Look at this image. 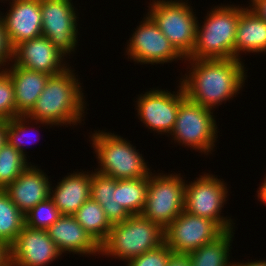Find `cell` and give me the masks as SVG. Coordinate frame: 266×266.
<instances>
[{
  "mask_svg": "<svg viewBox=\"0 0 266 266\" xmlns=\"http://www.w3.org/2000/svg\"><path fill=\"white\" fill-rule=\"evenodd\" d=\"M256 260V261H255ZM233 266H266V260H262V259H254V261H249V259L247 260V262L244 260L243 261H239V262H234Z\"/></svg>",
  "mask_w": 266,
  "mask_h": 266,
  "instance_id": "8d00e7d4",
  "label": "cell"
},
{
  "mask_svg": "<svg viewBox=\"0 0 266 266\" xmlns=\"http://www.w3.org/2000/svg\"><path fill=\"white\" fill-rule=\"evenodd\" d=\"M62 256L46 230L26 225L10 246L11 266H48Z\"/></svg>",
  "mask_w": 266,
  "mask_h": 266,
  "instance_id": "5bb4252c",
  "label": "cell"
},
{
  "mask_svg": "<svg viewBox=\"0 0 266 266\" xmlns=\"http://www.w3.org/2000/svg\"><path fill=\"white\" fill-rule=\"evenodd\" d=\"M24 217L27 227L47 230L61 217V213L49 197L30 209Z\"/></svg>",
  "mask_w": 266,
  "mask_h": 266,
  "instance_id": "f1b7e54d",
  "label": "cell"
},
{
  "mask_svg": "<svg viewBox=\"0 0 266 266\" xmlns=\"http://www.w3.org/2000/svg\"><path fill=\"white\" fill-rule=\"evenodd\" d=\"M135 30V31H134ZM125 44V56L128 61L139 65H164L185 61L169 39L161 32L155 22L145 13L139 25L134 28ZM130 59V60H129Z\"/></svg>",
  "mask_w": 266,
  "mask_h": 266,
  "instance_id": "30bf717a",
  "label": "cell"
},
{
  "mask_svg": "<svg viewBox=\"0 0 266 266\" xmlns=\"http://www.w3.org/2000/svg\"><path fill=\"white\" fill-rule=\"evenodd\" d=\"M24 226V214L11 201L8 193L0 190V240L10 247Z\"/></svg>",
  "mask_w": 266,
  "mask_h": 266,
  "instance_id": "484cf974",
  "label": "cell"
},
{
  "mask_svg": "<svg viewBox=\"0 0 266 266\" xmlns=\"http://www.w3.org/2000/svg\"><path fill=\"white\" fill-rule=\"evenodd\" d=\"M46 231L62 255L72 253L80 255L79 257H92V255L100 257V245L74 216L61 215Z\"/></svg>",
  "mask_w": 266,
  "mask_h": 266,
  "instance_id": "ac0fdd59",
  "label": "cell"
},
{
  "mask_svg": "<svg viewBox=\"0 0 266 266\" xmlns=\"http://www.w3.org/2000/svg\"><path fill=\"white\" fill-rule=\"evenodd\" d=\"M265 178L263 181L259 184V187L257 189V199L259 202L263 203V205H266V174L264 175Z\"/></svg>",
  "mask_w": 266,
  "mask_h": 266,
  "instance_id": "d590c367",
  "label": "cell"
},
{
  "mask_svg": "<svg viewBox=\"0 0 266 266\" xmlns=\"http://www.w3.org/2000/svg\"><path fill=\"white\" fill-rule=\"evenodd\" d=\"M248 8L266 22V0H249Z\"/></svg>",
  "mask_w": 266,
  "mask_h": 266,
  "instance_id": "d6a6232c",
  "label": "cell"
},
{
  "mask_svg": "<svg viewBox=\"0 0 266 266\" xmlns=\"http://www.w3.org/2000/svg\"><path fill=\"white\" fill-rule=\"evenodd\" d=\"M72 67L49 78L35 106L27 114L29 118L49 122L60 128L84 125L89 104L85 100L80 76Z\"/></svg>",
  "mask_w": 266,
  "mask_h": 266,
  "instance_id": "7a4b0ae2",
  "label": "cell"
},
{
  "mask_svg": "<svg viewBox=\"0 0 266 266\" xmlns=\"http://www.w3.org/2000/svg\"><path fill=\"white\" fill-rule=\"evenodd\" d=\"M191 5L186 0H150L145 11L184 58L192 53L196 43L199 18Z\"/></svg>",
  "mask_w": 266,
  "mask_h": 266,
  "instance_id": "52a82bcc",
  "label": "cell"
},
{
  "mask_svg": "<svg viewBox=\"0 0 266 266\" xmlns=\"http://www.w3.org/2000/svg\"><path fill=\"white\" fill-rule=\"evenodd\" d=\"M167 266H191V259L188 254L172 253Z\"/></svg>",
  "mask_w": 266,
  "mask_h": 266,
  "instance_id": "836d02e7",
  "label": "cell"
},
{
  "mask_svg": "<svg viewBox=\"0 0 266 266\" xmlns=\"http://www.w3.org/2000/svg\"><path fill=\"white\" fill-rule=\"evenodd\" d=\"M149 177L118 180L119 204L130 215H140L144 209Z\"/></svg>",
  "mask_w": 266,
  "mask_h": 266,
  "instance_id": "4316f807",
  "label": "cell"
},
{
  "mask_svg": "<svg viewBox=\"0 0 266 266\" xmlns=\"http://www.w3.org/2000/svg\"><path fill=\"white\" fill-rule=\"evenodd\" d=\"M6 142L5 120H0V148Z\"/></svg>",
  "mask_w": 266,
  "mask_h": 266,
  "instance_id": "74e56055",
  "label": "cell"
},
{
  "mask_svg": "<svg viewBox=\"0 0 266 266\" xmlns=\"http://www.w3.org/2000/svg\"><path fill=\"white\" fill-rule=\"evenodd\" d=\"M90 198L99 203L110 223L125 221L131 215L119 204L118 180L91 170Z\"/></svg>",
  "mask_w": 266,
  "mask_h": 266,
  "instance_id": "7402d4cb",
  "label": "cell"
},
{
  "mask_svg": "<svg viewBox=\"0 0 266 266\" xmlns=\"http://www.w3.org/2000/svg\"><path fill=\"white\" fill-rule=\"evenodd\" d=\"M68 60L45 36L21 42L13 49V62L22 68L55 76L70 67Z\"/></svg>",
  "mask_w": 266,
  "mask_h": 266,
  "instance_id": "9a60e30c",
  "label": "cell"
},
{
  "mask_svg": "<svg viewBox=\"0 0 266 266\" xmlns=\"http://www.w3.org/2000/svg\"><path fill=\"white\" fill-rule=\"evenodd\" d=\"M175 91L164 90L161 87L149 88L141 94L137 95L135 108L137 110L136 116L143 123L144 127L150 130V133H157L160 136L167 137L172 132L179 103L186 97L185 92L180 82H178ZM144 93V94H143Z\"/></svg>",
  "mask_w": 266,
  "mask_h": 266,
  "instance_id": "7c38bea8",
  "label": "cell"
},
{
  "mask_svg": "<svg viewBox=\"0 0 266 266\" xmlns=\"http://www.w3.org/2000/svg\"><path fill=\"white\" fill-rule=\"evenodd\" d=\"M254 53L266 55V22L257 16L247 5L241 4L240 17L234 43V58ZM258 53V54H257Z\"/></svg>",
  "mask_w": 266,
  "mask_h": 266,
  "instance_id": "ffe728a7",
  "label": "cell"
},
{
  "mask_svg": "<svg viewBox=\"0 0 266 266\" xmlns=\"http://www.w3.org/2000/svg\"><path fill=\"white\" fill-rule=\"evenodd\" d=\"M164 243V229L140 215H131L112 225L107 239L100 245V255L124 261L140 256Z\"/></svg>",
  "mask_w": 266,
  "mask_h": 266,
  "instance_id": "5b68a950",
  "label": "cell"
},
{
  "mask_svg": "<svg viewBox=\"0 0 266 266\" xmlns=\"http://www.w3.org/2000/svg\"><path fill=\"white\" fill-rule=\"evenodd\" d=\"M4 70L13 81L17 112L20 115H27L35 106L51 76L22 68L14 62Z\"/></svg>",
  "mask_w": 266,
  "mask_h": 266,
  "instance_id": "44dd1931",
  "label": "cell"
},
{
  "mask_svg": "<svg viewBox=\"0 0 266 266\" xmlns=\"http://www.w3.org/2000/svg\"><path fill=\"white\" fill-rule=\"evenodd\" d=\"M33 164L34 162L4 189L23 214L50 197V176H47L41 166Z\"/></svg>",
  "mask_w": 266,
  "mask_h": 266,
  "instance_id": "e0dca14e",
  "label": "cell"
},
{
  "mask_svg": "<svg viewBox=\"0 0 266 266\" xmlns=\"http://www.w3.org/2000/svg\"><path fill=\"white\" fill-rule=\"evenodd\" d=\"M244 63L245 60L237 58H185L186 71L184 75L180 74L178 81L189 100L215 111L218 106L241 94L249 77Z\"/></svg>",
  "mask_w": 266,
  "mask_h": 266,
  "instance_id": "6da1fadb",
  "label": "cell"
},
{
  "mask_svg": "<svg viewBox=\"0 0 266 266\" xmlns=\"http://www.w3.org/2000/svg\"><path fill=\"white\" fill-rule=\"evenodd\" d=\"M35 126H37V128H40L41 126L42 127L46 126L45 127L46 129H48V126H49V129L52 127H55L53 124H51L49 122L33 120V119L29 118L27 115H19L17 117H13L12 119L5 121L6 141L11 146H13L15 149H17L21 154H23L27 159L30 156L27 154L28 153L26 151L27 148H25V147H26V144L28 143V141H29L28 144L33 142L34 136H33V134L31 136L30 132L36 133L35 129H37V128ZM35 136H36V134H35ZM31 140H32V142H30Z\"/></svg>",
  "mask_w": 266,
  "mask_h": 266,
  "instance_id": "d4e9b609",
  "label": "cell"
},
{
  "mask_svg": "<svg viewBox=\"0 0 266 266\" xmlns=\"http://www.w3.org/2000/svg\"><path fill=\"white\" fill-rule=\"evenodd\" d=\"M31 163L6 141L0 148V190L6 189Z\"/></svg>",
  "mask_w": 266,
  "mask_h": 266,
  "instance_id": "83f0119b",
  "label": "cell"
},
{
  "mask_svg": "<svg viewBox=\"0 0 266 266\" xmlns=\"http://www.w3.org/2000/svg\"><path fill=\"white\" fill-rule=\"evenodd\" d=\"M13 62V48L10 45L3 20L0 15V69H6Z\"/></svg>",
  "mask_w": 266,
  "mask_h": 266,
  "instance_id": "1f68e13d",
  "label": "cell"
},
{
  "mask_svg": "<svg viewBox=\"0 0 266 266\" xmlns=\"http://www.w3.org/2000/svg\"><path fill=\"white\" fill-rule=\"evenodd\" d=\"M19 115L16 109L13 81L4 69H0V120H10Z\"/></svg>",
  "mask_w": 266,
  "mask_h": 266,
  "instance_id": "f546056e",
  "label": "cell"
},
{
  "mask_svg": "<svg viewBox=\"0 0 266 266\" xmlns=\"http://www.w3.org/2000/svg\"><path fill=\"white\" fill-rule=\"evenodd\" d=\"M214 111L185 97L180 103L171 142L195 150L201 155H211L217 149L219 127ZM216 147V148H215Z\"/></svg>",
  "mask_w": 266,
  "mask_h": 266,
  "instance_id": "8992f818",
  "label": "cell"
},
{
  "mask_svg": "<svg viewBox=\"0 0 266 266\" xmlns=\"http://www.w3.org/2000/svg\"><path fill=\"white\" fill-rule=\"evenodd\" d=\"M73 0H41L42 35L67 59L77 53L79 12ZM75 5V6H74Z\"/></svg>",
  "mask_w": 266,
  "mask_h": 266,
  "instance_id": "8fae6325",
  "label": "cell"
},
{
  "mask_svg": "<svg viewBox=\"0 0 266 266\" xmlns=\"http://www.w3.org/2000/svg\"><path fill=\"white\" fill-rule=\"evenodd\" d=\"M77 170L67 173L57 184L50 187V198L61 215L73 216L90 198L91 171ZM55 185V186H54Z\"/></svg>",
  "mask_w": 266,
  "mask_h": 266,
  "instance_id": "d6986e66",
  "label": "cell"
},
{
  "mask_svg": "<svg viewBox=\"0 0 266 266\" xmlns=\"http://www.w3.org/2000/svg\"><path fill=\"white\" fill-rule=\"evenodd\" d=\"M224 232L215 221L183 211L164 230V242L176 254H190Z\"/></svg>",
  "mask_w": 266,
  "mask_h": 266,
  "instance_id": "4fadbf2b",
  "label": "cell"
},
{
  "mask_svg": "<svg viewBox=\"0 0 266 266\" xmlns=\"http://www.w3.org/2000/svg\"><path fill=\"white\" fill-rule=\"evenodd\" d=\"M235 230L225 231L219 238L191 252V266H233L230 260ZM234 237V238H233Z\"/></svg>",
  "mask_w": 266,
  "mask_h": 266,
  "instance_id": "603a6c76",
  "label": "cell"
},
{
  "mask_svg": "<svg viewBox=\"0 0 266 266\" xmlns=\"http://www.w3.org/2000/svg\"><path fill=\"white\" fill-rule=\"evenodd\" d=\"M198 176L193 181L186 180L184 211L213 220L224 231L236 230L235 219L228 215L225 217L222 213V208L229 200L228 183L210 171Z\"/></svg>",
  "mask_w": 266,
  "mask_h": 266,
  "instance_id": "ba28073f",
  "label": "cell"
},
{
  "mask_svg": "<svg viewBox=\"0 0 266 266\" xmlns=\"http://www.w3.org/2000/svg\"><path fill=\"white\" fill-rule=\"evenodd\" d=\"M172 250L164 242L157 248L130 259L126 266H167Z\"/></svg>",
  "mask_w": 266,
  "mask_h": 266,
  "instance_id": "4dcf8cb0",
  "label": "cell"
},
{
  "mask_svg": "<svg viewBox=\"0 0 266 266\" xmlns=\"http://www.w3.org/2000/svg\"><path fill=\"white\" fill-rule=\"evenodd\" d=\"M0 266L10 265V247L0 240Z\"/></svg>",
  "mask_w": 266,
  "mask_h": 266,
  "instance_id": "e575fe53",
  "label": "cell"
},
{
  "mask_svg": "<svg viewBox=\"0 0 266 266\" xmlns=\"http://www.w3.org/2000/svg\"><path fill=\"white\" fill-rule=\"evenodd\" d=\"M73 216L99 245L107 239L112 224L95 200L89 198Z\"/></svg>",
  "mask_w": 266,
  "mask_h": 266,
  "instance_id": "cb8c5ba5",
  "label": "cell"
},
{
  "mask_svg": "<svg viewBox=\"0 0 266 266\" xmlns=\"http://www.w3.org/2000/svg\"><path fill=\"white\" fill-rule=\"evenodd\" d=\"M6 1V2H5ZM6 13L0 11L5 30L14 49L21 42L42 35L41 0H5Z\"/></svg>",
  "mask_w": 266,
  "mask_h": 266,
  "instance_id": "2e32d148",
  "label": "cell"
},
{
  "mask_svg": "<svg viewBox=\"0 0 266 266\" xmlns=\"http://www.w3.org/2000/svg\"><path fill=\"white\" fill-rule=\"evenodd\" d=\"M214 6V7H213ZM203 20L197 21L196 43L190 59L234 58V43L240 17V4L214 5ZM203 23V24H202ZM202 24V25H201Z\"/></svg>",
  "mask_w": 266,
  "mask_h": 266,
  "instance_id": "277c9868",
  "label": "cell"
},
{
  "mask_svg": "<svg viewBox=\"0 0 266 266\" xmlns=\"http://www.w3.org/2000/svg\"><path fill=\"white\" fill-rule=\"evenodd\" d=\"M112 132L100 129L89 132L88 141L98 161L94 170L117 180L149 177L153 169L145 161L142 152L128 138Z\"/></svg>",
  "mask_w": 266,
  "mask_h": 266,
  "instance_id": "3957f363",
  "label": "cell"
},
{
  "mask_svg": "<svg viewBox=\"0 0 266 266\" xmlns=\"http://www.w3.org/2000/svg\"><path fill=\"white\" fill-rule=\"evenodd\" d=\"M164 173H150L141 215L165 230L184 211L186 178L181 173Z\"/></svg>",
  "mask_w": 266,
  "mask_h": 266,
  "instance_id": "9c48e42d",
  "label": "cell"
}]
</instances>
